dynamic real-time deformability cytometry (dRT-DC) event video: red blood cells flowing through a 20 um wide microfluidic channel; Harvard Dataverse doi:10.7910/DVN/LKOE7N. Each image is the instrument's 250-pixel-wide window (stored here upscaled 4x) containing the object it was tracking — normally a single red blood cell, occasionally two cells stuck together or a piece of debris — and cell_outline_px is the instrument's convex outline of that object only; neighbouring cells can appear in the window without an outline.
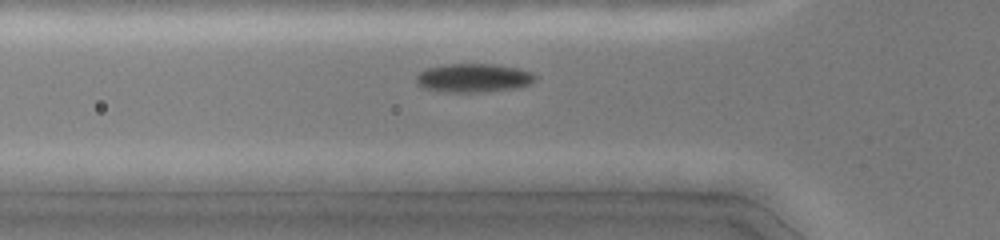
{"species": "common noctule bat (a hibernating species)", "species_latin": "Nyctalus noctula", "temperature_condition": "cold", "stored_images_in_passage": 6, "camera_frame_rate_fps": 3000, "um_per_image_px": 0.085, "animal": {"sex": "female", "body_mass_g": 19.0, "forearm_length_mm": 51.5}, "frame": {"image": 1, "passage_image": 5, "time_ms": 1.333, "image_size_px": [1000, 240], "cell_outline_px": [[536, 80], [532, 84], [516, 88], [484, 92], [448, 92], [424, 88], [416, 84], [416, 76], [420, 72], [428, 68], [444, 64], [496, 64], [516, 68], [532, 72], [536, 76]], "centroid_in_image_um": [40.27, 6.63], "position_along_channel_um": 85.5, "area_um2": 20.0}}